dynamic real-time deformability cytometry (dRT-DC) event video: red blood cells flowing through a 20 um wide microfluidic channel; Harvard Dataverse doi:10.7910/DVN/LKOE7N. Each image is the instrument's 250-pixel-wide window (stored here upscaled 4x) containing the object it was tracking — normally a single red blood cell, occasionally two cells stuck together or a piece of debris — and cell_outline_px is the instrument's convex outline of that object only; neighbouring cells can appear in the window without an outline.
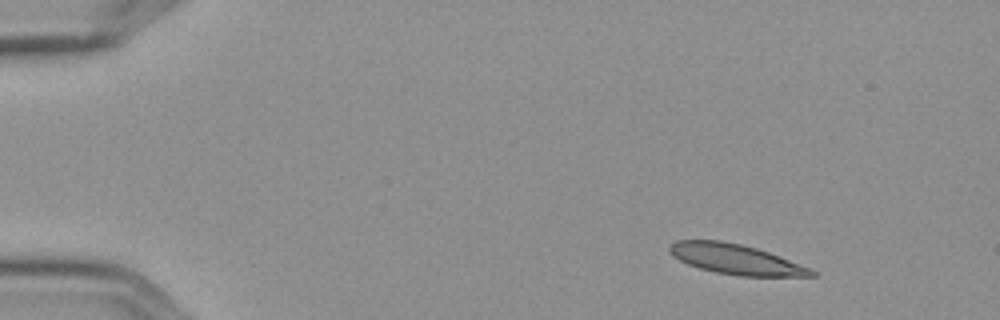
{"species": "Egyptian fruit bat (a non-hibernating species)", "species_latin": "Rousettus aegyptiacus", "temperature_condition": "cold", "stored_images_in_passage": 5, "camera_frame_rate_fps": 3000, "um_per_image_px": 0.085, "frame": {"image": 1, "passage_image": 3, "time_ms": 0.667, "image_size_px": [1000, 320], "cell_outline_px": [[816, 276], [740, 276], [716, 272], [700, 268], [688, 264], [672, 256], [668, 252], [668, 244], [676, 240], [720, 240], [740, 244], [756, 248], [768, 252], [812, 268], [816, 272]], "centroid_in_image_um": [62.51, 22.03], "position_along_channel_um": 22.5, "area_um2": 24.91}}